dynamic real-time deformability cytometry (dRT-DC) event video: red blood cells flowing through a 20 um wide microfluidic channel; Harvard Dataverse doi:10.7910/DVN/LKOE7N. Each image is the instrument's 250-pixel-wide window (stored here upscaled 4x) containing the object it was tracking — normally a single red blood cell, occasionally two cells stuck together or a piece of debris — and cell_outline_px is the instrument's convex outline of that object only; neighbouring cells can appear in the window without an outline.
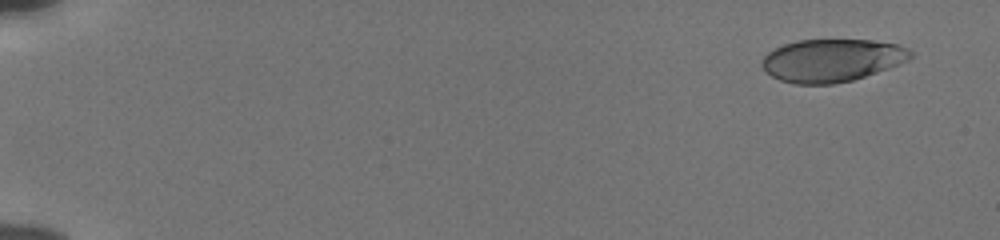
{"species": "human", "species_latin": "Homo sapiens", "temperature_condition": "cold", "stored_images_in_passage": 52, "camera_frame_rate_fps": 3000, "um_per_image_px": 0.085, "donor": {"sex": "male"}, "frame": {"image": 1, "passage_image": 1, "time_ms": 0.0, "image_size_px": [1000, 240], "cell_outline_px": [[912, 56], [908, 60], [888, 68], [852, 80], [832, 84], [796, 84], [780, 80], [772, 76], [760, 64], [764, 56], [768, 52], [784, 44], [796, 40], [868, 40], [896, 44], [908, 48], [912, 52]], "centroid_in_image_um": [70.69, 5.12], "position_along_channel_um": 14.3, "area_um2": 36.7}}
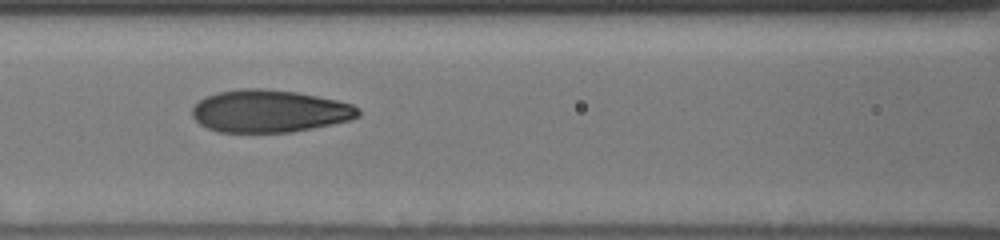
{"frame": {"image": 2, "passage_image": 24, "time_ms": 7.667, "image_size_px": [1000, 240], "cell_outline_px": [[360, 116], [352, 120], [292, 132], [216, 132], [200, 124], [192, 116], [192, 108], [200, 100], [216, 92], [244, 88], [260, 88], [296, 92], [336, 100], [352, 104], [360, 108]], "centroid_in_image_um": [22.92, 9.45], "position_along_channel_um": 143.7, "area_um2": 41.1}}
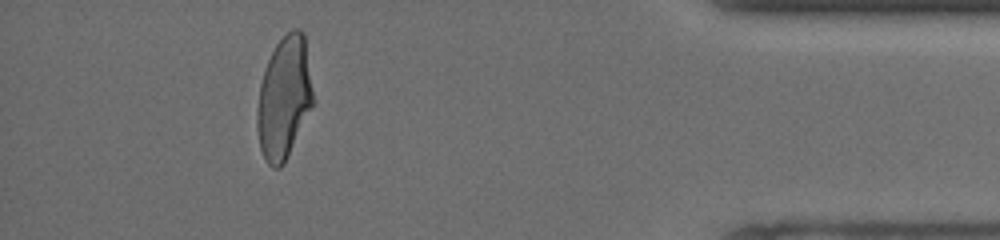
{"frame": {"image": 3, "passage_image": 48, "time_ms": 15.667, "image_size_px": [1000, 240], "cell_outline_px": [[312, 104], [284, 164], [280, 168], [272, 168], [264, 160], [260, 148], [256, 124], [256, 108], [260, 84], [268, 60], [276, 44], [292, 28], [300, 28], [304, 32], [312, 92]], "centroid_in_image_um": [24.11, 8.33], "position_along_channel_um": 411.1, "area_um2": 39.3}, "authors_computed_cell_mechanics": {"area_um2": 40.171, "velocity_mm_per_s": 3.8549, "shape_relaxation_time_tau1_ms": 5.2656, "shape_relaxation_time_tau2_ms": 0.8529, "deformation_change_tau1": 0.1977, "deformation_change_tau2": 0.0611}}